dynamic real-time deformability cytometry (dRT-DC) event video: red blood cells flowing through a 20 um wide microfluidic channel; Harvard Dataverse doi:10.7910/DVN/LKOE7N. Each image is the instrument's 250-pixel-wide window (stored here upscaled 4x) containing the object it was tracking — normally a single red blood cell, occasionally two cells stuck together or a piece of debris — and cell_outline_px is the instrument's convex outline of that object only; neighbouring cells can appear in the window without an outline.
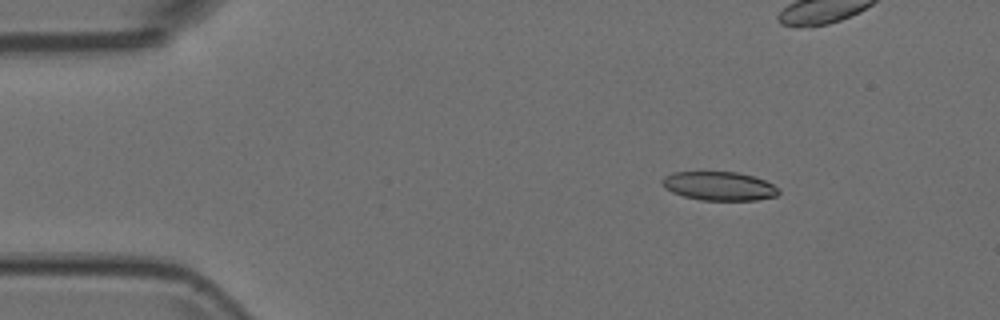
{"species": "Egyptian fruit bat (a non-hibernating species)", "species_latin": "Rousettus aegyptiacus", "temperature_condition": "room temperature", "stored_images_in_passage": 53, "camera_frame_rate_fps": 3000, "um_per_image_px": 0.085, "animal": {"sex": "female"}, "frame": {"image": 1, "passage_image": 7, "time_ms": 2.0, "image_size_px": [1000, 320], "cell_outline_px": [[780, 192], [776, 196], [756, 200], [700, 200], [684, 196], [672, 192], [664, 188], [660, 180], [664, 176], [672, 172], [736, 172], [752, 176], [764, 180], [780, 188]], "centroid_in_image_um": [61.11, 15.81], "position_along_channel_um": 23.9, "area_um2": 19.59}}
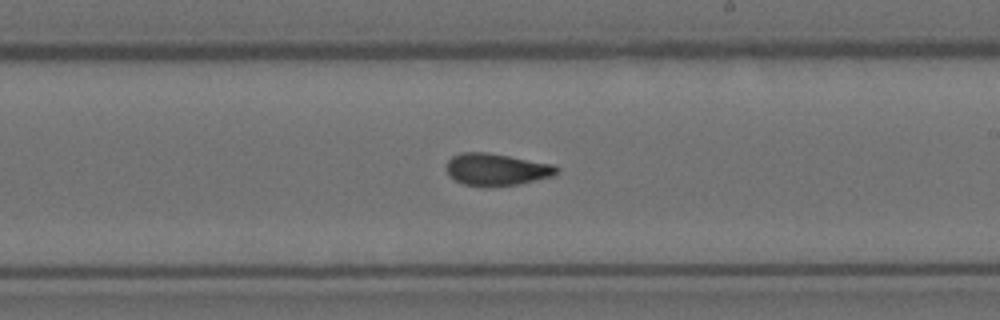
{"frame": {"image": 2, "passage_image": 30, "time_ms": 9.667, "image_size_px": [1000, 320], "cell_outline_px": [[560, 168], [552, 176], [520, 184], [492, 188], [464, 184], [448, 176], [448, 160], [452, 156], [460, 152], [488, 152], [552, 164]], "centroid_in_image_um": [42.19, 14.42], "position_along_channel_um": 246.8, "area_um2": 20.75}}
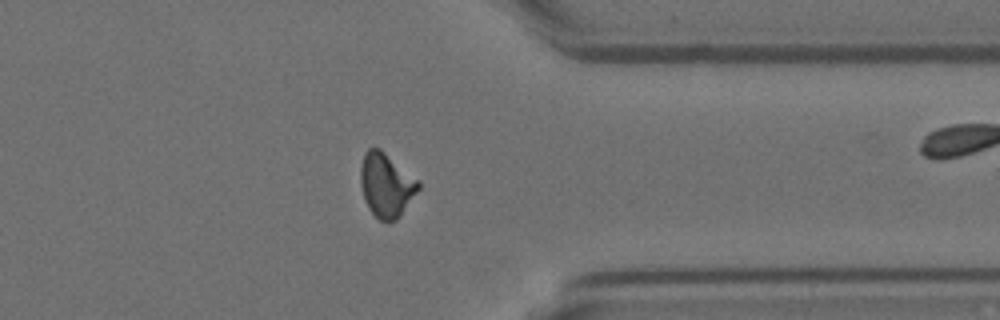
{"frame": {"image": 3, "passage_image": 41, "time_ms": 13.333, "image_size_px": [1000, 320], "cell_outline_px": [[420, 188], [400, 216], [396, 220], [380, 220], [368, 208], [364, 200], [360, 184], [360, 168], [364, 152], [368, 148], [380, 148], [420, 180]], "centroid_in_image_um": [32.83, 15.7], "position_along_channel_um": 378.6, "area_um2": 21.73}}